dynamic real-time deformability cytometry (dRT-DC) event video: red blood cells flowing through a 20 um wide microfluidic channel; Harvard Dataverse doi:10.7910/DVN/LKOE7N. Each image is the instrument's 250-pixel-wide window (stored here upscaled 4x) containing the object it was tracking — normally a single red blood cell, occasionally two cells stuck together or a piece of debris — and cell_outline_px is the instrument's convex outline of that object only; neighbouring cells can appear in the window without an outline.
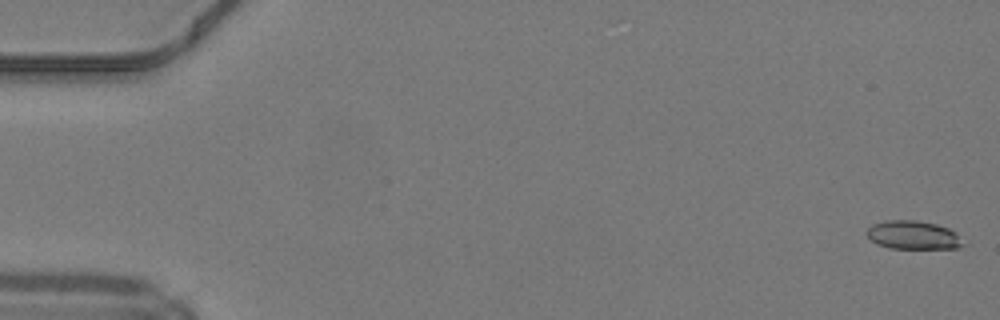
{"species": "common noctule bat (a hibernating species)", "species_latin": "Nyctalus noctula", "temperature_condition": "warm", "stored_images_in_passage": 49, "camera_frame_rate_fps": 3000, "um_per_image_px": 0.085, "animal": {"sex": "male", "body_mass_g": 19.2, "forearm_length_mm": 51.8}, "frame": {"image": 1, "passage_image": 1, "time_ms": 0.0, "image_size_px": [1000, 320], "cell_outline_px": [[964, 244], [960, 248], [888, 248], [876, 244], [868, 236], [868, 228], [872, 224], [884, 220], [916, 220], [936, 224], [948, 228], [956, 232]], "centroid_in_image_um": [77.62, 19.98], "position_along_channel_um": 7.4, "area_um2": 15.95}}
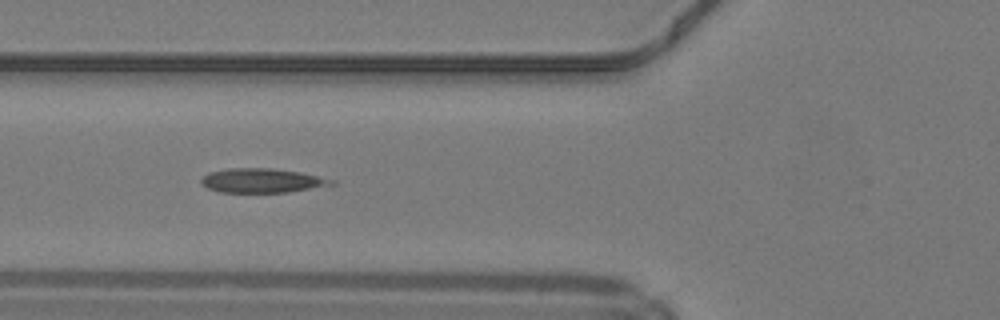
{"frame": {"image": 2, "passage_image": 19, "time_ms": 6.0, "image_size_px": [1000, 320], "cell_outline_px": [[336, 184], [288, 192], [220, 192], [208, 188], [200, 184], [200, 180], [208, 172], [228, 168], [272, 168], [300, 172], [336, 180]], "centroid_in_image_um": [22.25, 15.34], "position_along_channel_um": 103.5, "area_um2": 18.44}}
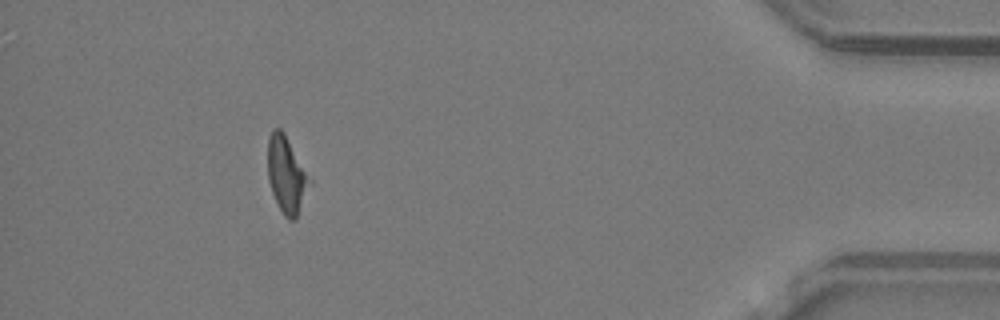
{"frame": {"image": 3, "passage_image": 45, "time_ms": 14.667, "image_size_px": [1000, 320], "cell_outline_px": [[312, 180], [296, 220], [288, 220], [284, 216], [272, 192], [268, 180], [268, 136], [272, 128], [280, 128], [284, 132]], "centroid_in_image_um": [24.35, 14.85], "position_along_channel_um": 410.8, "area_um2": 18.67}, "authors_computed_cell_mechanics": {"area_um2": 17.7446, "velocity_mm_per_s": 4.2686, "shape_relaxation_time_tau1_ms": null, "shape_relaxation_time_tau2_ms": 1.4675, "deformation_change_tau1": null, "deformation_change_tau2": 0.0956}}